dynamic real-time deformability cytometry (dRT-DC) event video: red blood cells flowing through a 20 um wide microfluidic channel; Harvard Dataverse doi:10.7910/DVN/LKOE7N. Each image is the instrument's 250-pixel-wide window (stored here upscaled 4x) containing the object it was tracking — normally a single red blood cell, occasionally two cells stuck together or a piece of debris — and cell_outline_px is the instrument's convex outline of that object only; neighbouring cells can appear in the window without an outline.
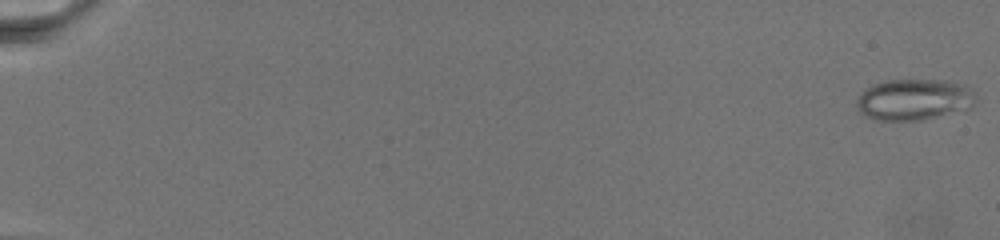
{"species": "common noctule bat (a hibernating species)", "species_latin": "Nyctalus noctula", "temperature_condition": "warm", "stored_images_in_passage": 53, "camera_frame_rate_fps": 3000, "um_per_image_px": 0.085, "animal": {"sex": "female", "body_mass_g": 19.5, "forearm_length_mm": 54.1}, "frame": {"image": 1, "passage_image": 1, "time_ms": 0.0, "image_size_px": [1000, 240], "cell_outline_px": [[976, 96], [972, 104], [968, 108], [920, 120], [880, 120], [868, 116], [860, 112], [856, 104], [856, 100], [868, 88], [876, 84], [888, 80], [936, 80], [956, 84], [968, 88]], "centroid_in_image_um": [77.65, 8.47], "position_along_channel_um": 7.4, "area_um2": 27.51}}
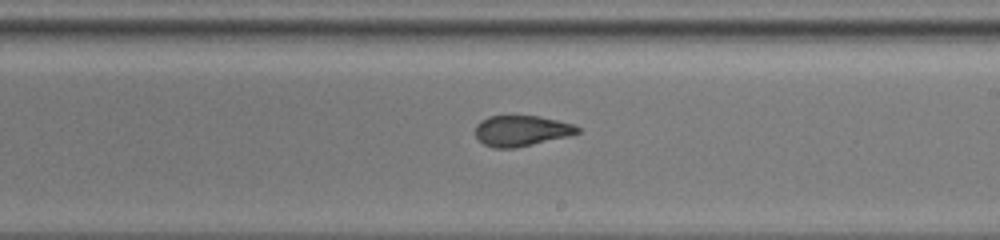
{"frame": {"image": 2, "passage_image": 36, "time_ms": 15.667, "image_size_px": [1000, 240], "cell_outline_px": [[580, 132], [568, 136], [516, 148], [492, 148], [484, 144], [476, 136], [476, 124], [480, 120], [488, 116], [540, 116], [572, 124], [580, 128]], "centroid_in_image_um": [44.3, 11.12], "position_along_channel_um": 244.7, "area_um2": 18.21}}
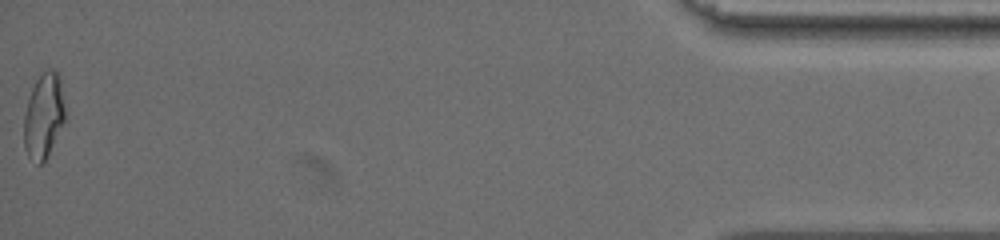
{"frame": {"image": 3, "passage_image": 53, "time_ms": 25.0, "image_size_px": [1000, 240], "cell_outline_px": [[64, 120], [44, 160], [40, 164], [36, 164], [28, 156], [24, 144], [24, 116], [28, 100], [32, 88], [36, 80], [48, 68], [52, 68], [56, 72], [60, 80], [64, 108]], "centroid_in_image_um": [3.68, 9.83], "position_along_channel_um": 431.5, "area_um2": 19.65}}